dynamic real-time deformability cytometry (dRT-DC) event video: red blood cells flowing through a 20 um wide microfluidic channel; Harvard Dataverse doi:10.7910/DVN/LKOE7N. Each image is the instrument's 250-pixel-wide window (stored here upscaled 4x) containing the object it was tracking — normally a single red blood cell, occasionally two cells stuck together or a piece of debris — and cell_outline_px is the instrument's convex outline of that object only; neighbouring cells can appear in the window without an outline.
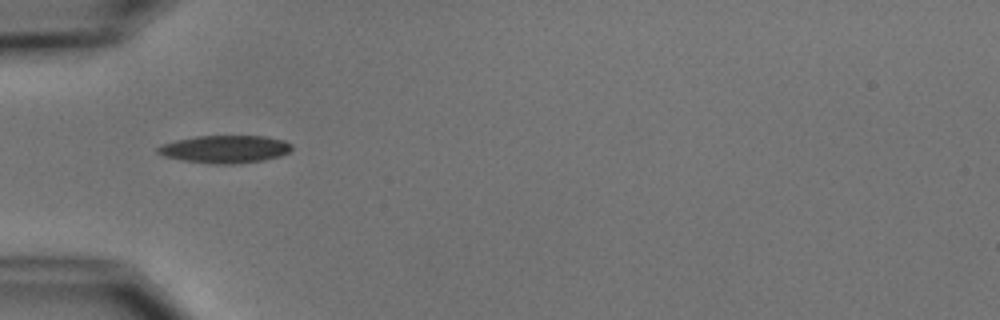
{"species": "common noctule bat (a hibernating species)", "species_latin": "Nyctalus noctula", "temperature_condition": "cold", "stored_images_in_passage": 8, "camera_frame_rate_fps": 3000, "um_per_image_px": 0.085, "animal": {"sex": "male", "body_mass_g": 15.6}, "frame": {"image": 1, "passage_image": 5, "time_ms": 4.667, "image_size_px": [1000, 320], "cell_outline_px": [[292, 148], [288, 152], [280, 156], [264, 160], [240, 164], [212, 164], [184, 160], [164, 156], [156, 152], [156, 148], [160, 144], [176, 140], [196, 136], [268, 136], [284, 140], [292, 144]], "centroid_in_image_um": [19.13, 12.68], "position_along_channel_um": 65.9, "area_um2": 21.79}}
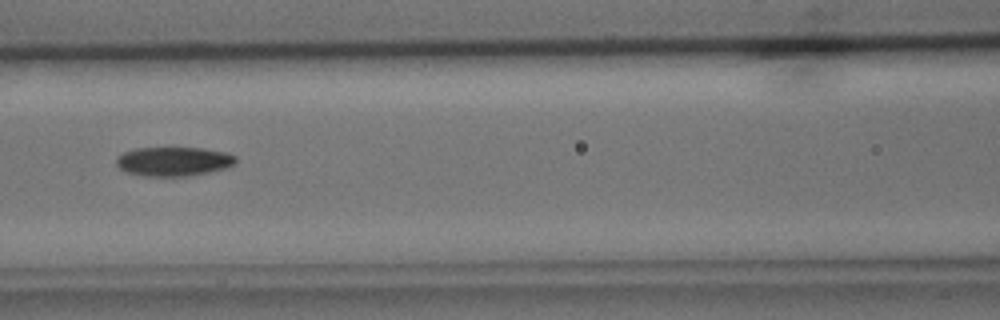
{"frame": {"image": 2, "passage_image": 7, "time_ms": 7.0, "image_size_px": [1000, 320], "cell_outline_px": [[236, 164], [228, 168], [188, 176], [144, 176], [124, 172], [116, 164], [116, 156], [124, 152], [136, 148], [204, 148], [228, 152], [236, 156]], "centroid_in_image_um": [14.77, 13.72], "position_along_channel_um": 151.8, "area_um2": 20.58}}
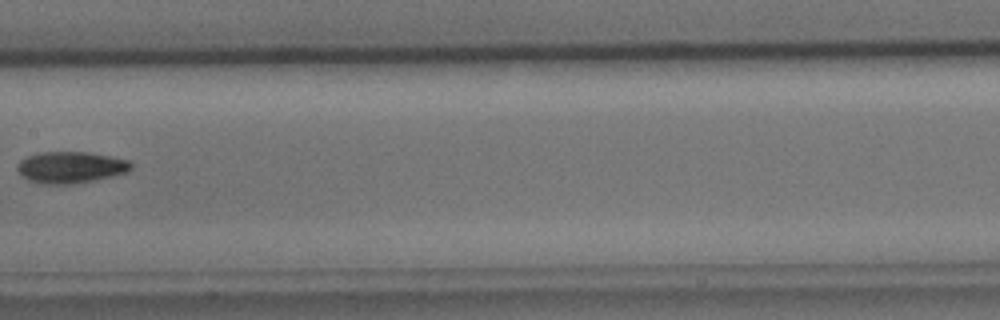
{"frame": {"image": 3, "passage_image": 8, "time_ms": 8.333, "image_size_px": [1000, 320], "cell_outline_px": [[132, 168], [124, 172], [112, 176], [72, 184], [40, 184], [28, 180], [16, 168], [20, 160], [36, 152], [88, 152], [112, 156], [128, 160], [132, 164]], "centroid_in_image_um": [5.99, 14.21], "position_along_channel_um": 201.4, "area_um2": 20.81}}